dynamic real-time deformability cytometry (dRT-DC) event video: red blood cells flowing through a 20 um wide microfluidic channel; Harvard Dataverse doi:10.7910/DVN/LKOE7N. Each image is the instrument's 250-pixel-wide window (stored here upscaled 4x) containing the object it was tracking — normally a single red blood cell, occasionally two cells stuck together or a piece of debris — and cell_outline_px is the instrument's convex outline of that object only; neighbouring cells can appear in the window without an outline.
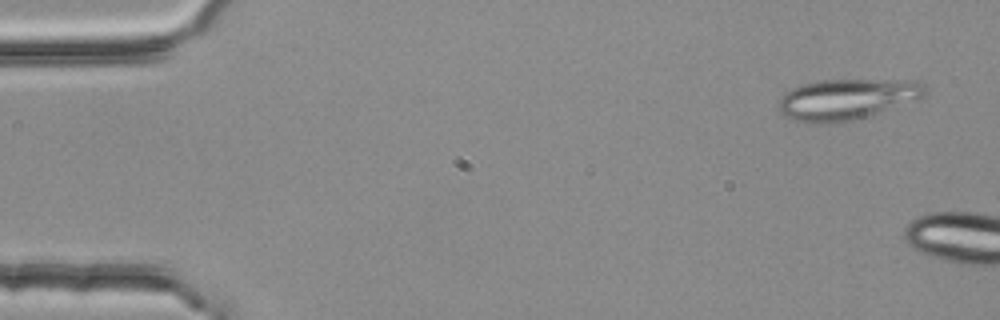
{"species": "common noctule bat (a hibernating species)", "species_latin": "Nyctalus noctula", "temperature_condition": "room temperature", "stored_images_in_passage": 3, "camera_frame_rate_fps": 3000, "um_per_image_px": 0.085, "animal": {"sex": "female", "body_mass_g": 25.1}, "frame": {"image": 1, "passage_image": 1, "time_ms": 0.0, "image_size_px": [1000, 320], "cell_outline_px": [[928, 92], [924, 96], [916, 100], [852, 120], [796, 120], [784, 116], [776, 108], [776, 104], [784, 92], [800, 84], [820, 80], [920, 80], [928, 88]], "centroid_in_image_um": [72.01, 8.37], "position_along_channel_um": 13.0, "area_um2": 34.16}}